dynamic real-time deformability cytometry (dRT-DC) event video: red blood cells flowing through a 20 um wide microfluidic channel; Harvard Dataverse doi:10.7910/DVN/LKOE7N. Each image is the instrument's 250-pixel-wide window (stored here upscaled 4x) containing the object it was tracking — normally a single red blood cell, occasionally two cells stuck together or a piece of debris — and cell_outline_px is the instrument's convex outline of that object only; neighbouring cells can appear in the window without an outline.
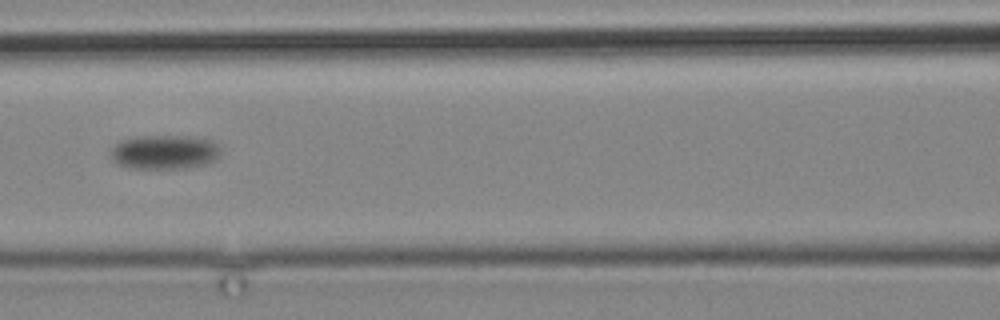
{"species": "common noctule bat (a hibernating species)", "species_latin": "Nyctalus noctula", "temperature_condition": "cold", "stored_images_in_passage": 6, "camera_frame_rate_fps": 3000, "um_per_image_px": 0.085, "animal": {"sex": "male", "body_mass_g": 19.2, "forearm_length_mm": 51.8}, "frame": {"image": 1, "passage_image": 5, "time_ms": 5.667, "image_size_px": [1000, 320], "cell_outline_px": [[220, 152], [216, 160], [208, 164], [188, 168], [128, 168], [116, 164], [112, 160], [108, 152], [120, 140], [136, 136], [196, 136], [212, 140], [220, 148]], "centroid_in_image_um": [13.97, 12.92], "position_along_channel_um": 152.6, "area_um2": 22.43}}